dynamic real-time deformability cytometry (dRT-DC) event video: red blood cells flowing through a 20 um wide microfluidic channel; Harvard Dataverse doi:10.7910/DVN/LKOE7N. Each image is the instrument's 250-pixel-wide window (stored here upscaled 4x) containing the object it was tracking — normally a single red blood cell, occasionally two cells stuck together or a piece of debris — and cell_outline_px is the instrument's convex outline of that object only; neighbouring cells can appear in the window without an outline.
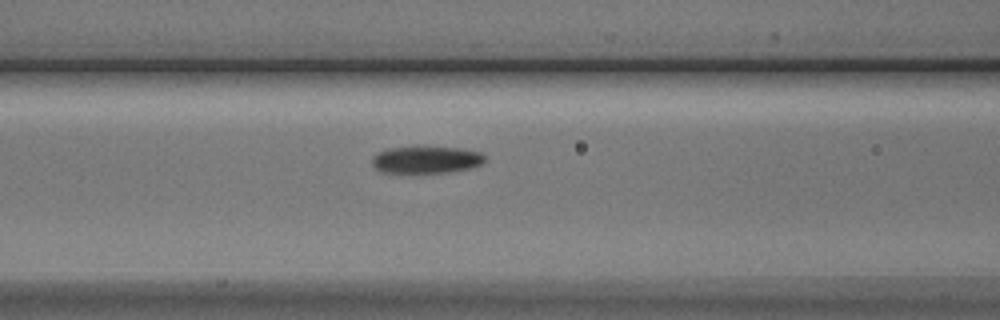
{"species": "Egyptian fruit bat (a non-hibernating species)", "species_latin": "Rousettus aegyptiacus", "temperature_condition": "cold", "stored_images_in_passage": 5, "camera_frame_rate_fps": 3000, "um_per_image_px": 0.085, "animal": {"sex": "male"}, "frame": {"image": 1, "passage_image": 5, "time_ms": 4.667, "image_size_px": [1000, 320], "cell_outline_px": [[488, 160], [480, 164], [468, 168], [448, 172], [380, 172], [372, 164], [372, 156], [376, 152], [388, 148], [412, 144], [424, 144], [460, 148], [480, 152]], "centroid_in_image_um": [36.18, 13.51], "position_along_channel_um": 130.4, "area_um2": 18.61}}